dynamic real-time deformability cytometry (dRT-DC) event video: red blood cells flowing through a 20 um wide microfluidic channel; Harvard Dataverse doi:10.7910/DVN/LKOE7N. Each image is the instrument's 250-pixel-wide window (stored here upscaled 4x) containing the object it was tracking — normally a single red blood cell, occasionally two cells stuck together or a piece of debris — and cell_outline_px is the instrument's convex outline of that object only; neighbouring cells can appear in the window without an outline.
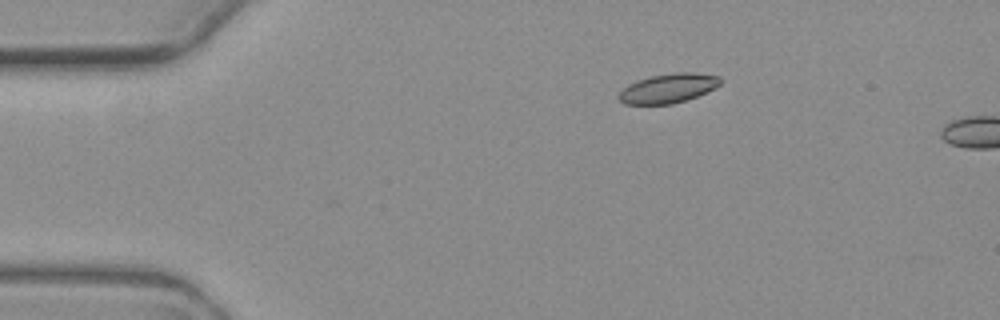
{"species": "common noctule bat (a hibernating species)", "species_latin": "Nyctalus noctula", "temperature_condition": "warm", "stored_images_in_passage": 2, "camera_frame_rate_fps": 3000, "um_per_image_px": 0.085, "animal": {"sex": "female", "body_mass_g": 19.3, "forearm_length_mm": 54.1}, "frame": {"image": 1, "passage_image": 1, "time_ms": 0.0, "image_size_px": [1000, 320], "cell_outline_px": [[720, 84], [716, 88], [696, 96], [672, 104], [624, 104], [616, 96], [628, 84], [636, 80], [652, 76], [672, 72], [696, 72], [720, 76]], "centroid_in_image_um": [56.79, 7.49], "position_along_channel_um": 28.2, "area_um2": 17.4}}